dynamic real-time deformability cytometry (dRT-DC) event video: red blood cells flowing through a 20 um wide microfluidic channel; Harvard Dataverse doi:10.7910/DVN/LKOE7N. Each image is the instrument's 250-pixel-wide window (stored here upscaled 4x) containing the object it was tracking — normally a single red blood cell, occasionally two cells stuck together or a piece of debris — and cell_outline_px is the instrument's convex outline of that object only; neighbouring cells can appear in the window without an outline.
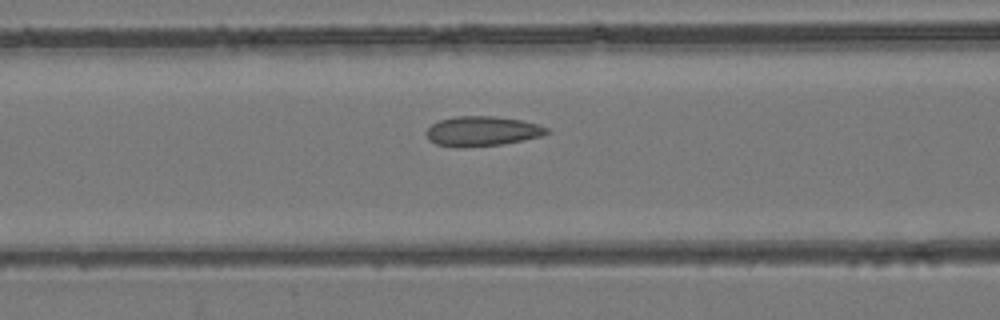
{"species": "common noctule bat (a hibernating species)", "species_latin": "Nyctalus noctula", "temperature_condition": "room temperature", "stored_images_in_passage": 9, "camera_frame_rate_fps": 3000, "um_per_image_px": 0.085, "animal": {"sex": "female", "body_mass_g": 24.6, "forearm_length_mm": 56.2}, "frame": {"image": 1, "passage_image": 8, "time_ms": 2.333, "image_size_px": [1000, 320], "cell_outline_px": [[552, 132], [540, 136], [524, 140], [500, 144], [464, 148], [456, 148], [436, 144], [428, 140], [424, 132], [432, 124], [440, 120], [456, 116], [496, 116], [520, 120], [536, 124], [548, 128]], "centroid_in_image_um": [40.94, 11.16], "position_along_channel_um": 125.7, "area_um2": 21.1}}